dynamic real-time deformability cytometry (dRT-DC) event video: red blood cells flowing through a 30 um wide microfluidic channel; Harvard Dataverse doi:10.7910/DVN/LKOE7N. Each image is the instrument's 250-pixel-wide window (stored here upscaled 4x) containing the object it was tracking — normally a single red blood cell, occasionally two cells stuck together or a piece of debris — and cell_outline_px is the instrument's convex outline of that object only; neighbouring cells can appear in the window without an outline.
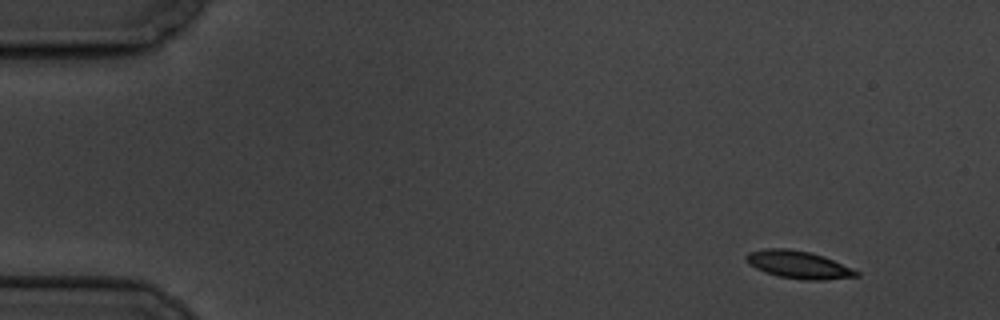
{"species": "common noctule bat (a hibernating species)", "species_latin": "Nyctalus noctula", "temperature_condition": "cold", "stored_images_in_passage": 8, "camera_frame_rate_fps": 3000, "um_per_image_px": 0.085, "animal": {"sex": "male", "body_mass_g": 19.5, "forearm_length_mm": 54.6}, "frame": {"image": 1, "passage_image": 1, "time_ms": 0.0, "image_size_px": [1000, 320], "cell_outline_px": [[860, 276], [824, 280], [804, 280], [780, 276], [764, 272], [748, 264], [744, 260], [744, 256], [748, 252], [764, 248], [788, 248], [808, 252], [824, 256], [852, 268], [860, 272]], "centroid_in_image_um": [67.84, 22.49], "position_along_channel_um": 17.2, "area_um2": 17.86}}
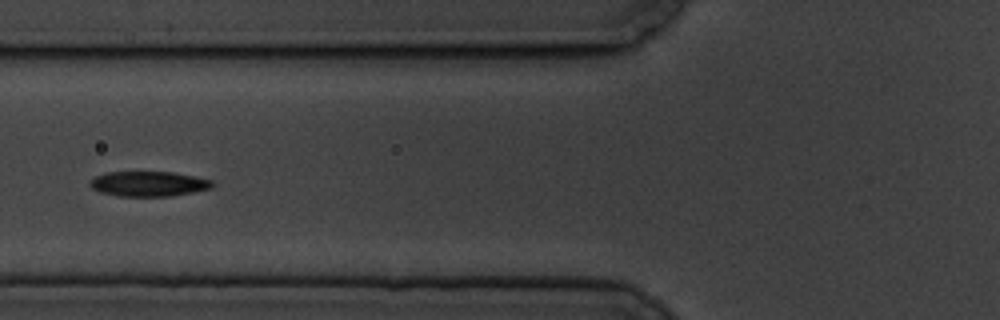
{"frame": {"image": 2, "passage_image": 6, "time_ms": 6.0, "image_size_px": [1000, 320], "cell_outline_px": [[216, 184], [212, 188], [172, 196], [116, 196], [100, 192], [92, 188], [88, 184], [88, 180], [96, 176], [108, 172], [172, 172], [212, 180]], "centroid_in_image_um": [12.61, 15.63], "position_along_channel_um": 113.2, "area_um2": 17.92}}
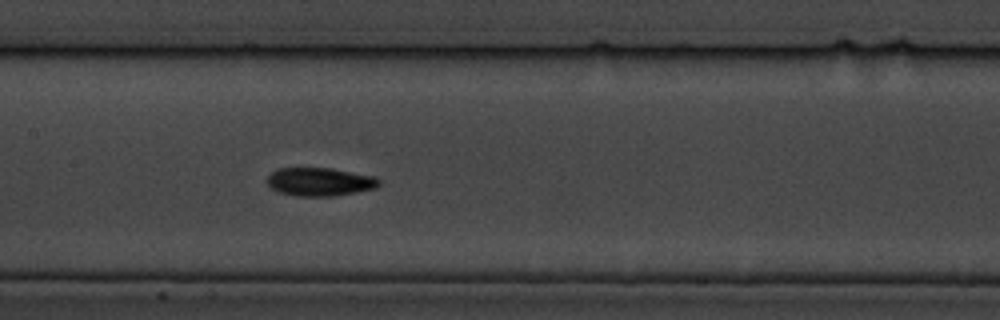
{"frame": {"image": 3, "passage_image": 8, "time_ms": 8.0, "image_size_px": [1000, 320], "cell_outline_px": [[380, 184], [376, 188], [356, 192], [332, 196], [296, 196], [276, 192], [268, 184], [268, 176], [276, 168], [332, 168], [376, 176], [380, 180]], "centroid_in_image_um": [27.19, 15.45], "position_along_channel_um": 180.2, "area_um2": 18.61}}